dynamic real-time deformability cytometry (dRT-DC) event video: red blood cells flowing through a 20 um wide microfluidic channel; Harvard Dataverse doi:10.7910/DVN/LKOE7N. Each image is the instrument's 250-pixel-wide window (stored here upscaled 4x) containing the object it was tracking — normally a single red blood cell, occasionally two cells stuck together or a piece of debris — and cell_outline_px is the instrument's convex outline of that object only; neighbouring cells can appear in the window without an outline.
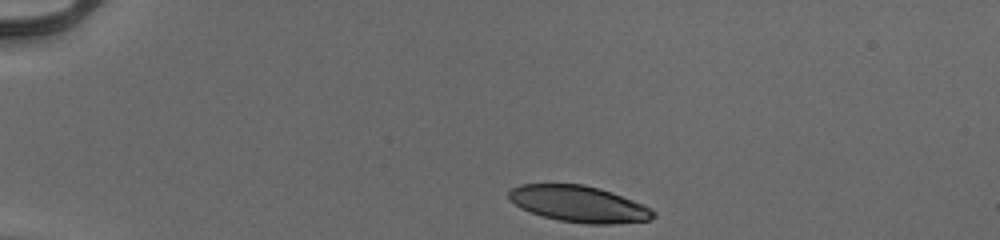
{"species": "human", "species_latin": "Homo sapiens", "temperature_condition": "cold", "stored_images_in_passage": 36, "camera_frame_rate_fps": 3000, "um_per_image_px": 0.085, "donor": {"sex": "male"}, "frame": {"image": 1, "passage_image": 1, "time_ms": 0.0, "image_size_px": [1000, 240], "cell_outline_px": [[656, 216], [652, 220], [612, 224], [588, 224], [560, 220], [544, 216], [520, 208], [508, 196], [508, 192], [512, 188], [520, 184], [584, 184], [600, 188], [612, 192], [644, 204], [652, 208], [656, 212]], "centroid_in_image_um": [49.27, 17.33], "position_along_channel_um": 35.7, "area_um2": 30.63}}
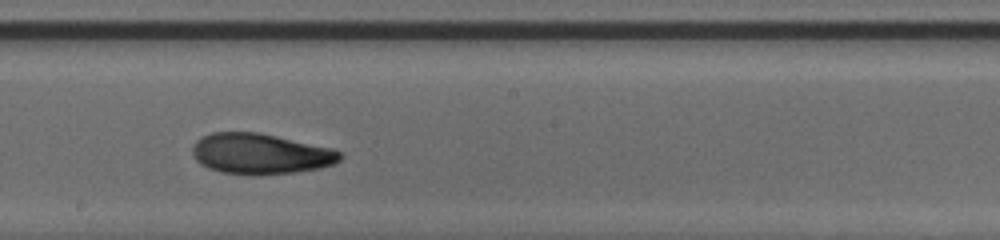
{"frame": {"image": 2, "passage_image": 21, "time_ms": 6.667, "image_size_px": [1000, 240], "cell_outline_px": [[344, 156], [340, 160], [332, 164], [320, 168], [296, 172], [220, 172], [208, 168], [200, 164], [192, 156], [192, 148], [196, 140], [212, 132], [260, 132], [336, 148]], "centroid_in_image_um": [22.17, 13.02], "position_along_channel_um": 226.0, "area_um2": 34.51}}
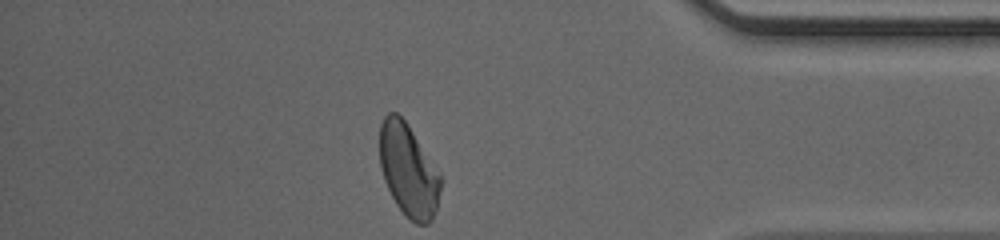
{"frame": {"image": 3, "passage_image": 36, "time_ms": 11.667, "image_size_px": [1000, 240], "cell_outline_px": [[440, 188], [436, 208], [432, 220], [428, 224], [416, 224], [408, 220], [404, 216], [396, 204], [384, 180], [380, 168], [380, 124], [384, 116], [388, 112], [396, 112], [404, 120], [440, 172]], "centroid_in_image_um": [34.7, 14.5], "position_along_channel_um": 400.5, "area_um2": 32.77}, "authors_computed_cell_mechanics": {"area_um2": 33.8708, "velocity_mm_per_s": 3.9535, "shape_relaxation_time_tau1_ms": 6.7867, "shape_relaxation_time_tau2_ms": 2.4395, "deformation_change_tau1": 0.2238, "deformation_change_tau2": 0.0894}}